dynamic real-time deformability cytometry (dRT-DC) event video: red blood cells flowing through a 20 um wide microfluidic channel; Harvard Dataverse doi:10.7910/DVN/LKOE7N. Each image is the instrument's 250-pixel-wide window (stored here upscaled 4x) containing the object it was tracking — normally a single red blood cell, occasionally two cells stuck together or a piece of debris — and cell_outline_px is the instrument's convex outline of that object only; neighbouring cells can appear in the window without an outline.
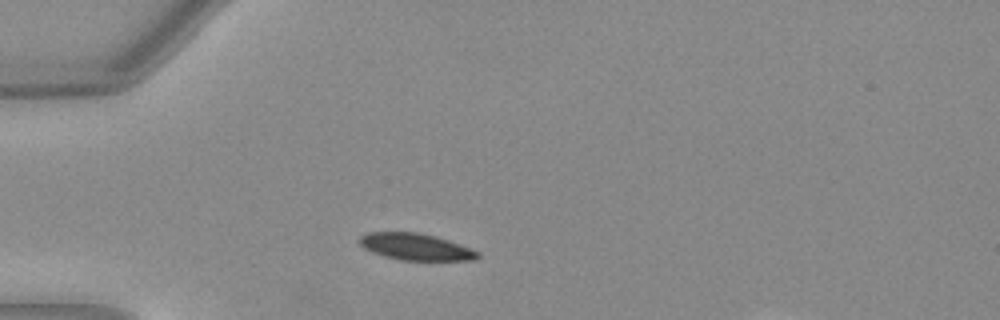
{"species": "Egyptian fruit bat (a non-hibernating species)", "species_latin": "Rousettus aegyptiacus", "temperature_condition": "warm", "stored_images_in_passage": 36, "camera_frame_rate_fps": 3000, "um_per_image_px": 0.085, "animal": {"sex": "female"}, "frame": {"image": 1, "passage_image": 1, "time_ms": 0.0, "image_size_px": [1000, 320], "cell_outline_px": [[480, 256], [472, 260], [400, 260], [384, 256], [372, 252], [364, 248], [360, 244], [360, 236], [368, 232], [420, 232], [436, 236], [448, 240], [480, 252]], "centroid_in_image_um": [35.32, 20.97], "position_along_channel_um": 49.7, "area_um2": 18.32}}
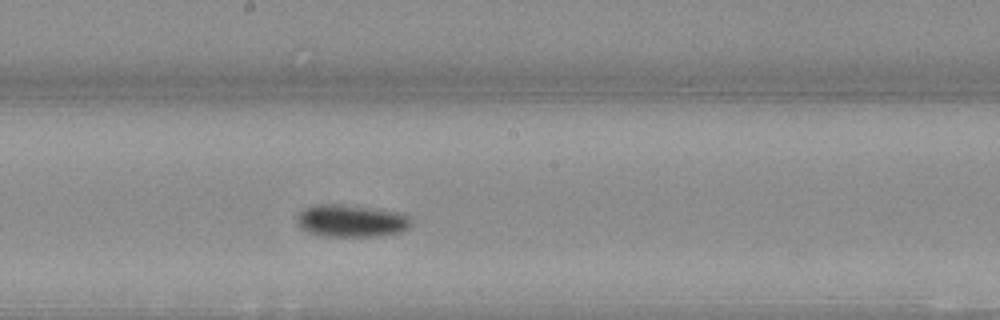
{"frame": {"image": 2, "passage_image": 15, "time_ms": 4.667, "image_size_px": [1000, 320], "cell_outline_px": [[408, 228], [400, 232], [380, 236], [316, 236], [304, 232], [296, 224], [296, 216], [304, 208], [316, 204], [328, 204], [368, 208], [396, 212], [408, 216]], "centroid_in_image_um": [29.72, 18.8], "position_along_channel_um": 218.5, "area_um2": 21.33}}
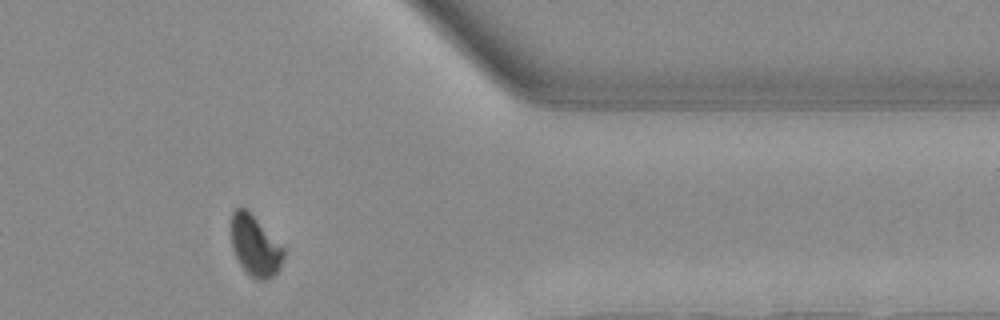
{"frame": {"image": 3, "passage_image": 29, "time_ms": 9.333, "image_size_px": [1000, 320], "cell_outline_px": [[284, 256], [276, 272], [272, 276], [264, 280], [260, 280], [252, 276], [240, 264], [232, 248], [232, 212], [236, 208], [244, 208], [284, 248]], "centroid_in_image_um": [21.67, 20.91], "position_along_channel_um": 389.7, "area_um2": 17.63}}